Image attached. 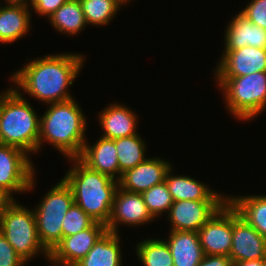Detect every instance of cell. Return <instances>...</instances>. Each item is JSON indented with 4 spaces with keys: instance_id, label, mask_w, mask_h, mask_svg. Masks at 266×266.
Wrapping results in <instances>:
<instances>
[{
    "instance_id": "cell-3",
    "label": "cell",
    "mask_w": 266,
    "mask_h": 266,
    "mask_svg": "<svg viewBox=\"0 0 266 266\" xmlns=\"http://www.w3.org/2000/svg\"><path fill=\"white\" fill-rule=\"evenodd\" d=\"M68 159L74 166L63 180L71 188L75 204L96 222L107 225L118 181L88 168L78 158Z\"/></svg>"
},
{
    "instance_id": "cell-6",
    "label": "cell",
    "mask_w": 266,
    "mask_h": 266,
    "mask_svg": "<svg viewBox=\"0 0 266 266\" xmlns=\"http://www.w3.org/2000/svg\"><path fill=\"white\" fill-rule=\"evenodd\" d=\"M0 232L26 262L40 253L49 260V251L38 236L34 211L15 200L1 216Z\"/></svg>"
},
{
    "instance_id": "cell-24",
    "label": "cell",
    "mask_w": 266,
    "mask_h": 266,
    "mask_svg": "<svg viewBox=\"0 0 266 266\" xmlns=\"http://www.w3.org/2000/svg\"><path fill=\"white\" fill-rule=\"evenodd\" d=\"M48 19L54 29L72 36L87 25L79 0H68Z\"/></svg>"
},
{
    "instance_id": "cell-31",
    "label": "cell",
    "mask_w": 266,
    "mask_h": 266,
    "mask_svg": "<svg viewBox=\"0 0 266 266\" xmlns=\"http://www.w3.org/2000/svg\"><path fill=\"white\" fill-rule=\"evenodd\" d=\"M25 264H27L26 261L0 232V266H23Z\"/></svg>"
},
{
    "instance_id": "cell-27",
    "label": "cell",
    "mask_w": 266,
    "mask_h": 266,
    "mask_svg": "<svg viewBox=\"0 0 266 266\" xmlns=\"http://www.w3.org/2000/svg\"><path fill=\"white\" fill-rule=\"evenodd\" d=\"M88 25L104 26L117 14L122 4L118 0H79Z\"/></svg>"
},
{
    "instance_id": "cell-7",
    "label": "cell",
    "mask_w": 266,
    "mask_h": 266,
    "mask_svg": "<svg viewBox=\"0 0 266 266\" xmlns=\"http://www.w3.org/2000/svg\"><path fill=\"white\" fill-rule=\"evenodd\" d=\"M41 200L33 211L39 239L50 252L63 238L62 221L75 202L71 188L63 179Z\"/></svg>"
},
{
    "instance_id": "cell-37",
    "label": "cell",
    "mask_w": 266,
    "mask_h": 266,
    "mask_svg": "<svg viewBox=\"0 0 266 266\" xmlns=\"http://www.w3.org/2000/svg\"><path fill=\"white\" fill-rule=\"evenodd\" d=\"M197 266H207V255H204L203 259Z\"/></svg>"
},
{
    "instance_id": "cell-20",
    "label": "cell",
    "mask_w": 266,
    "mask_h": 266,
    "mask_svg": "<svg viewBox=\"0 0 266 266\" xmlns=\"http://www.w3.org/2000/svg\"><path fill=\"white\" fill-rule=\"evenodd\" d=\"M167 244L174 266H197L204 257L197 232L170 230Z\"/></svg>"
},
{
    "instance_id": "cell-36",
    "label": "cell",
    "mask_w": 266,
    "mask_h": 266,
    "mask_svg": "<svg viewBox=\"0 0 266 266\" xmlns=\"http://www.w3.org/2000/svg\"><path fill=\"white\" fill-rule=\"evenodd\" d=\"M6 5H21L28 7L27 0H4Z\"/></svg>"
},
{
    "instance_id": "cell-1",
    "label": "cell",
    "mask_w": 266,
    "mask_h": 266,
    "mask_svg": "<svg viewBox=\"0 0 266 266\" xmlns=\"http://www.w3.org/2000/svg\"><path fill=\"white\" fill-rule=\"evenodd\" d=\"M84 60L79 53L48 54L30 60L12 75L11 80L17 91L22 90L43 103L67 101L74 98L68 87L80 74Z\"/></svg>"
},
{
    "instance_id": "cell-39",
    "label": "cell",
    "mask_w": 266,
    "mask_h": 266,
    "mask_svg": "<svg viewBox=\"0 0 266 266\" xmlns=\"http://www.w3.org/2000/svg\"><path fill=\"white\" fill-rule=\"evenodd\" d=\"M122 5L126 4L127 2H129L130 0H118Z\"/></svg>"
},
{
    "instance_id": "cell-30",
    "label": "cell",
    "mask_w": 266,
    "mask_h": 266,
    "mask_svg": "<svg viewBox=\"0 0 266 266\" xmlns=\"http://www.w3.org/2000/svg\"><path fill=\"white\" fill-rule=\"evenodd\" d=\"M240 13L252 24L266 30V0H252Z\"/></svg>"
},
{
    "instance_id": "cell-2",
    "label": "cell",
    "mask_w": 266,
    "mask_h": 266,
    "mask_svg": "<svg viewBox=\"0 0 266 266\" xmlns=\"http://www.w3.org/2000/svg\"><path fill=\"white\" fill-rule=\"evenodd\" d=\"M40 117L38 150L46 141L67 158H77L86 143V119L75 99L46 104Z\"/></svg>"
},
{
    "instance_id": "cell-38",
    "label": "cell",
    "mask_w": 266,
    "mask_h": 266,
    "mask_svg": "<svg viewBox=\"0 0 266 266\" xmlns=\"http://www.w3.org/2000/svg\"><path fill=\"white\" fill-rule=\"evenodd\" d=\"M40 0H27V2L28 3H30V4H28V7L30 8V7H33L37 2H39ZM31 5V6H30Z\"/></svg>"
},
{
    "instance_id": "cell-22",
    "label": "cell",
    "mask_w": 266,
    "mask_h": 266,
    "mask_svg": "<svg viewBox=\"0 0 266 266\" xmlns=\"http://www.w3.org/2000/svg\"><path fill=\"white\" fill-rule=\"evenodd\" d=\"M29 9L21 5L2 7L0 4V43H13L29 32L31 20Z\"/></svg>"
},
{
    "instance_id": "cell-11",
    "label": "cell",
    "mask_w": 266,
    "mask_h": 266,
    "mask_svg": "<svg viewBox=\"0 0 266 266\" xmlns=\"http://www.w3.org/2000/svg\"><path fill=\"white\" fill-rule=\"evenodd\" d=\"M227 201L180 200L168 212L172 231L198 232Z\"/></svg>"
},
{
    "instance_id": "cell-5",
    "label": "cell",
    "mask_w": 266,
    "mask_h": 266,
    "mask_svg": "<svg viewBox=\"0 0 266 266\" xmlns=\"http://www.w3.org/2000/svg\"><path fill=\"white\" fill-rule=\"evenodd\" d=\"M226 109L238 120H251L266 107V72L241 77H215ZM225 97V98H224Z\"/></svg>"
},
{
    "instance_id": "cell-35",
    "label": "cell",
    "mask_w": 266,
    "mask_h": 266,
    "mask_svg": "<svg viewBox=\"0 0 266 266\" xmlns=\"http://www.w3.org/2000/svg\"><path fill=\"white\" fill-rule=\"evenodd\" d=\"M232 266H266V259L232 262Z\"/></svg>"
},
{
    "instance_id": "cell-21",
    "label": "cell",
    "mask_w": 266,
    "mask_h": 266,
    "mask_svg": "<svg viewBox=\"0 0 266 266\" xmlns=\"http://www.w3.org/2000/svg\"><path fill=\"white\" fill-rule=\"evenodd\" d=\"M120 235L106 231L74 266H122Z\"/></svg>"
},
{
    "instance_id": "cell-15",
    "label": "cell",
    "mask_w": 266,
    "mask_h": 266,
    "mask_svg": "<svg viewBox=\"0 0 266 266\" xmlns=\"http://www.w3.org/2000/svg\"><path fill=\"white\" fill-rule=\"evenodd\" d=\"M171 166L165 159L146 158L134 168L124 171L118 180V186L128 192L142 193L164 182Z\"/></svg>"
},
{
    "instance_id": "cell-10",
    "label": "cell",
    "mask_w": 266,
    "mask_h": 266,
    "mask_svg": "<svg viewBox=\"0 0 266 266\" xmlns=\"http://www.w3.org/2000/svg\"><path fill=\"white\" fill-rule=\"evenodd\" d=\"M204 255L229 256L232 246V205L227 201L197 232Z\"/></svg>"
},
{
    "instance_id": "cell-14",
    "label": "cell",
    "mask_w": 266,
    "mask_h": 266,
    "mask_svg": "<svg viewBox=\"0 0 266 266\" xmlns=\"http://www.w3.org/2000/svg\"><path fill=\"white\" fill-rule=\"evenodd\" d=\"M216 65L215 77H241L266 72V48L244 46L227 50Z\"/></svg>"
},
{
    "instance_id": "cell-8",
    "label": "cell",
    "mask_w": 266,
    "mask_h": 266,
    "mask_svg": "<svg viewBox=\"0 0 266 266\" xmlns=\"http://www.w3.org/2000/svg\"><path fill=\"white\" fill-rule=\"evenodd\" d=\"M29 154L10 145L0 144V189L9 194L32 190L35 168Z\"/></svg>"
},
{
    "instance_id": "cell-28",
    "label": "cell",
    "mask_w": 266,
    "mask_h": 266,
    "mask_svg": "<svg viewBox=\"0 0 266 266\" xmlns=\"http://www.w3.org/2000/svg\"><path fill=\"white\" fill-rule=\"evenodd\" d=\"M144 203L151 215L159 217L163 212H169L173 204V199L168 190L166 182L154 185L150 189L141 193ZM168 210V211H167Z\"/></svg>"
},
{
    "instance_id": "cell-32",
    "label": "cell",
    "mask_w": 266,
    "mask_h": 266,
    "mask_svg": "<svg viewBox=\"0 0 266 266\" xmlns=\"http://www.w3.org/2000/svg\"><path fill=\"white\" fill-rule=\"evenodd\" d=\"M67 1L68 0H40L32 7V9L40 16L49 18Z\"/></svg>"
},
{
    "instance_id": "cell-17",
    "label": "cell",
    "mask_w": 266,
    "mask_h": 266,
    "mask_svg": "<svg viewBox=\"0 0 266 266\" xmlns=\"http://www.w3.org/2000/svg\"><path fill=\"white\" fill-rule=\"evenodd\" d=\"M228 24L223 54L227 50H237L244 46L266 48V30L252 24L240 12Z\"/></svg>"
},
{
    "instance_id": "cell-13",
    "label": "cell",
    "mask_w": 266,
    "mask_h": 266,
    "mask_svg": "<svg viewBox=\"0 0 266 266\" xmlns=\"http://www.w3.org/2000/svg\"><path fill=\"white\" fill-rule=\"evenodd\" d=\"M155 218L146 207L141 193H133L117 188L111 208L107 231L119 233L118 225L140 226L153 222Z\"/></svg>"
},
{
    "instance_id": "cell-25",
    "label": "cell",
    "mask_w": 266,
    "mask_h": 266,
    "mask_svg": "<svg viewBox=\"0 0 266 266\" xmlns=\"http://www.w3.org/2000/svg\"><path fill=\"white\" fill-rule=\"evenodd\" d=\"M139 134L115 139L117 158L119 162V179L121 174L146 159L145 141Z\"/></svg>"
},
{
    "instance_id": "cell-9",
    "label": "cell",
    "mask_w": 266,
    "mask_h": 266,
    "mask_svg": "<svg viewBox=\"0 0 266 266\" xmlns=\"http://www.w3.org/2000/svg\"><path fill=\"white\" fill-rule=\"evenodd\" d=\"M106 231L105 224L95 222L90 228L63 237L49 252V261L53 266H74L87 255Z\"/></svg>"
},
{
    "instance_id": "cell-29",
    "label": "cell",
    "mask_w": 266,
    "mask_h": 266,
    "mask_svg": "<svg viewBox=\"0 0 266 266\" xmlns=\"http://www.w3.org/2000/svg\"><path fill=\"white\" fill-rule=\"evenodd\" d=\"M95 222V220L74 203L62 221L63 237L71 236L90 228Z\"/></svg>"
},
{
    "instance_id": "cell-19",
    "label": "cell",
    "mask_w": 266,
    "mask_h": 266,
    "mask_svg": "<svg viewBox=\"0 0 266 266\" xmlns=\"http://www.w3.org/2000/svg\"><path fill=\"white\" fill-rule=\"evenodd\" d=\"M103 129L101 137L117 139L137 134V118L128 106L113 103L107 106L99 115Z\"/></svg>"
},
{
    "instance_id": "cell-16",
    "label": "cell",
    "mask_w": 266,
    "mask_h": 266,
    "mask_svg": "<svg viewBox=\"0 0 266 266\" xmlns=\"http://www.w3.org/2000/svg\"><path fill=\"white\" fill-rule=\"evenodd\" d=\"M77 158L88 168L119 180V162L115 139L100 137L92 146L87 142Z\"/></svg>"
},
{
    "instance_id": "cell-34",
    "label": "cell",
    "mask_w": 266,
    "mask_h": 266,
    "mask_svg": "<svg viewBox=\"0 0 266 266\" xmlns=\"http://www.w3.org/2000/svg\"><path fill=\"white\" fill-rule=\"evenodd\" d=\"M9 194L0 189V220L1 216L4 214L6 208L14 201Z\"/></svg>"
},
{
    "instance_id": "cell-4",
    "label": "cell",
    "mask_w": 266,
    "mask_h": 266,
    "mask_svg": "<svg viewBox=\"0 0 266 266\" xmlns=\"http://www.w3.org/2000/svg\"><path fill=\"white\" fill-rule=\"evenodd\" d=\"M7 89L0 93V144L18 147L27 154L38 152L40 118L23 92Z\"/></svg>"
},
{
    "instance_id": "cell-23",
    "label": "cell",
    "mask_w": 266,
    "mask_h": 266,
    "mask_svg": "<svg viewBox=\"0 0 266 266\" xmlns=\"http://www.w3.org/2000/svg\"><path fill=\"white\" fill-rule=\"evenodd\" d=\"M228 201L266 239V195H232Z\"/></svg>"
},
{
    "instance_id": "cell-18",
    "label": "cell",
    "mask_w": 266,
    "mask_h": 266,
    "mask_svg": "<svg viewBox=\"0 0 266 266\" xmlns=\"http://www.w3.org/2000/svg\"><path fill=\"white\" fill-rule=\"evenodd\" d=\"M172 168L168 170L165 178L166 185L173 202L180 200L196 201H228V196L214 192L203 182H199L190 176L172 175Z\"/></svg>"
},
{
    "instance_id": "cell-12",
    "label": "cell",
    "mask_w": 266,
    "mask_h": 266,
    "mask_svg": "<svg viewBox=\"0 0 266 266\" xmlns=\"http://www.w3.org/2000/svg\"><path fill=\"white\" fill-rule=\"evenodd\" d=\"M232 262L266 259V239L232 206Z\"/></svg>"
},
{
    "instance_id": "cell-33",
    "label": "cell",
    "mask_w": 266,
    "mask_h": 266,
    "mask_svg": "<svg viewBox=\"0 0 266 266\" xmlns=\"http://www.w3.org/2000/svg\"><path fill=\"white\" fill-rule=\"evenodd\" d=\"M207 266H232V261L226 255H207Z\"/></svg>"
},
{
    "instance_id": "cell-26",
    "label": "cell",
    "mask_w": 266,
    "mask_h": 266,
    "mask_svg": "<svg viewBox=\"0 0 266 266\" xmlns=\"http://www.w3.org/2000/svg\"><path fill=\"white\" fill-rule=\"evenodd\" d=\"M136 256L143 266H174L167 242L163 239H146L136 245Z\"/></svg>"
}]
</instances>
